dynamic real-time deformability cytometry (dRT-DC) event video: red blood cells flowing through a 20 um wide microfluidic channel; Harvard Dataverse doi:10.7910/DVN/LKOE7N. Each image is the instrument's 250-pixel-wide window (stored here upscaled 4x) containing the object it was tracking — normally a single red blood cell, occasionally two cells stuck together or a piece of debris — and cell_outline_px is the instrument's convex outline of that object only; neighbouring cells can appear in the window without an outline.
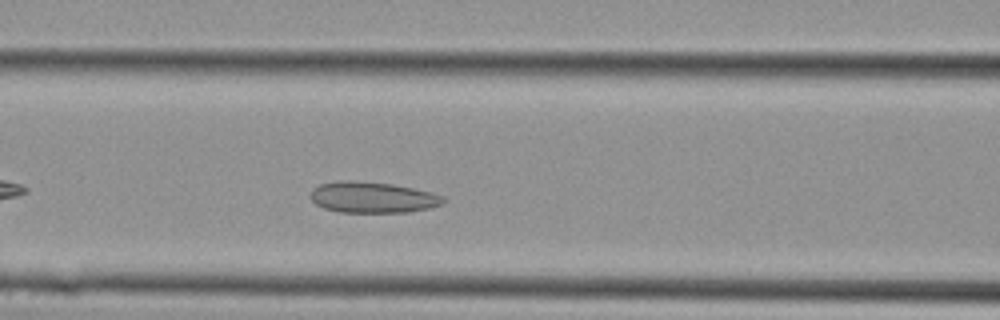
{"species": "Egyptian fruit bat (a non-hibernating species)", "species_latin": "Rousettus aegyptiacus", "temperature_condition": "cold", "stored_images_in_passage": 9, "segment_of_instrument_passage": [1, 2], "camera_frame_rate_fps": 3000, "um_per_image_px": 0.085, "animal": {"sex": "female"}, "frame": {"image": 1, "passage_image": 6, "time_ms": 1.667, "image_size_px": [1000, 320], "cell_outline_px": [[444, 204], [428, 208], [408, 212], [340, 212], [324, 208], [316, 204], [308, 196], [312, 188], [320, 184], [340, 180], [356, 180], [392, 184], [432, 192], [444, 196]], "centroid_in_image_um": [31.64, 16.76], "position_along_channel_um": 135.0, "area_um2": 24.16}}
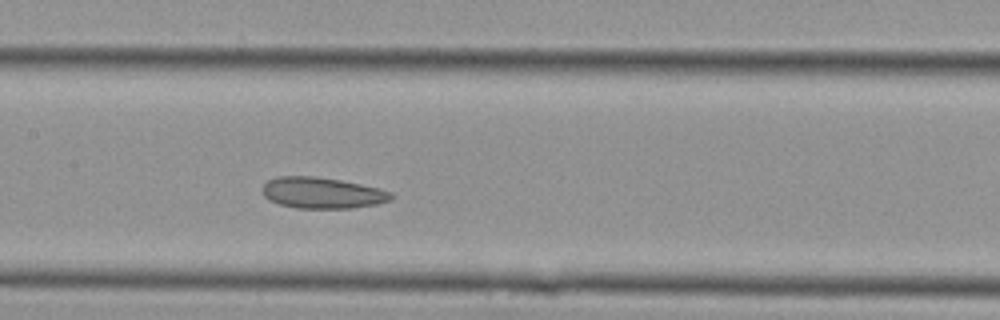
{"frame": {"image": 2, "passage_image": 8, "time_ms": 2.333, "image_size_px": [1000, 320], "cell_outline_px": [[392, 200], [376, 204], [348, 208], [296, 208], [280, 204], [268, 200], [264, 196], [264, 184], [268, 180], [276, 176], [316, 176], [340, 180], [380, 188], [392, 192]], "centroid_in_image_um": [27.39, 16.39], "position_along_channel_um": 180.0, "area_um2": 23.29}}